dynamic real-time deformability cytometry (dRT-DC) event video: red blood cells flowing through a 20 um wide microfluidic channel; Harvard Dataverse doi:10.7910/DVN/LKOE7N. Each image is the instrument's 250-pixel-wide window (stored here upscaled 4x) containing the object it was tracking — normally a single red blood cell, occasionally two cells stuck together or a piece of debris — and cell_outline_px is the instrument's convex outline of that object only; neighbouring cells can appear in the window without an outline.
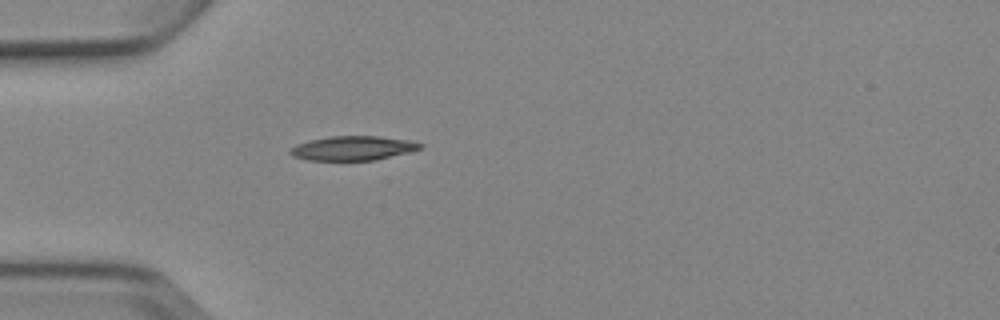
{"species": "Egyptian fruit bat (a non-hibernating species)", "species_latin": "Rousettus aegyptiacus", "temperature_condition": "cold", "stored_images_in_passage": 3, "camera_frame_rate_fps": 3000, "um_per_image_px": 0.085, "animal": {"sex": "female"}, "frame": {"image": 1, "passage_image": 3, "time_ms": 3.333, "image_size_px": [1000, 320], "cell_outline_px": [[424, 148], [376, 160], [308, 160], [292, 156], [288, 152], [296, 144], [308, 140], [328, 136], [380, 136], [408, 140], [424, 144]], "centroid_in_image_um": [30.0, 12.59], "position_along_channel_um": 55.0, "area_um2": 18.5}}